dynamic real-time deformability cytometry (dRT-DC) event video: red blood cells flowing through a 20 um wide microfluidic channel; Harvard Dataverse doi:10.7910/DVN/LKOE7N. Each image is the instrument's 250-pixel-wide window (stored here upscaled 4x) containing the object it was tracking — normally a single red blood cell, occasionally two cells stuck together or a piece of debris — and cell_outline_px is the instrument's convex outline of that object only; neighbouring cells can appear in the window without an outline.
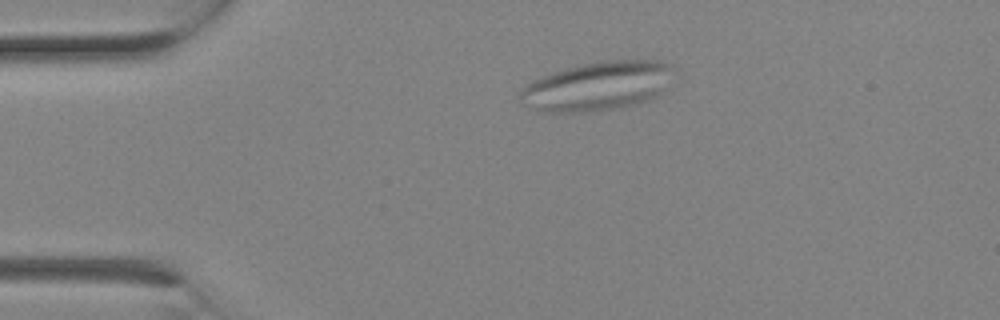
{"species": "Egyptian fruit bat (a non-hibernating species)", "species_latin": "Rousettus aegyptiacus", "temperature_condition": "room temperature", "stored_images_in_passage": 1, "camera_frame_rate_fps": 3000, "um_per_image_px": 0.085, "animal": {"sex": "female"}, "frame": {"image": 1, "passage_image": 1, "time_ms": 0.0, "image_size_px": [1000, 320], "cell_outline_px": [[680, 76], [664, 92], [652, 100], [620, 108], [588, 112], [544, 112], [520, 104], [520, 88], [524, 84], [532, 80], [580, 64], [600, 60], [660, 60], [672, 64]], "centroid_in_image_um": [50.93, 7.31], "position_along_channel_um": 34.1, "area_um2": 45.26}}